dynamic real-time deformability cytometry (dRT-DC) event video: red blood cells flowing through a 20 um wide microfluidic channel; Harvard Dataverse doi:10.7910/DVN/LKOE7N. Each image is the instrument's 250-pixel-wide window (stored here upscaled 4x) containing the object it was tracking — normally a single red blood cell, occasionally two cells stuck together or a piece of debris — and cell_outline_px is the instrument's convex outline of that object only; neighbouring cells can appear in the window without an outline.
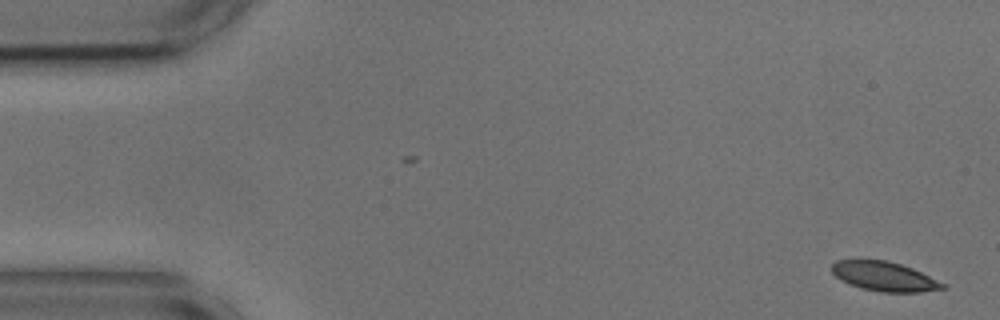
{"species": "common noctule bat (a hibernating species)", "species_latin": "Nyctalus noctula", "temperature_condition": "cold", "stored_images_in_passage": 53, "camera_frame_rate_fps": 3000, "um_per_image_px": 0.085, "animal": {"sex": "male", "body_mass_g": 17.9, "forearm_length_mm": 54.2}, "frame": {"image": 1, "passage_image": 1, "time_ms": 0.0, "image_size_px": [1000, 320], "cell_outline_px": [[948, 288], [920, 292], [880, 292], [848, 284], [840, 280], [832, 272], [832, 264], [836, 260], [860, 256], [888, 260], [912, 268], [944, 284]], "centroid_in_image_um": [75.07, 23.44], "position_along_channel_um": 9.9, "area_um2": 19.54}}
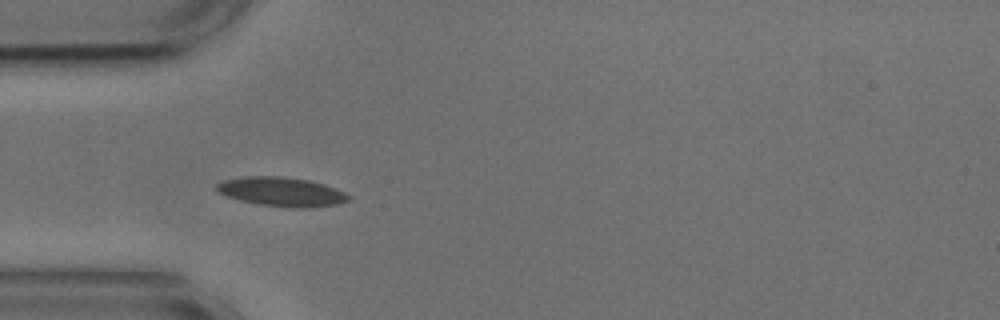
{"frame": {"image": 2, "passage_image": 15, "time_ms": 4.667, "image_size_px": [1000, 320], "cell_outline_px": [[352, 200], [336, 204], [300, 208], [288, 208], [260, 204], [240, 200], [216, 192], [216, 184], [224, 180], [244, 176], [284, 176], [308, 180], [324, 184], [344, 192], [352, 196]], "centroid_in_image_um": [23.94, 16.29], "position_along_channel_um": 61.1, "area_um2": 22.43}}
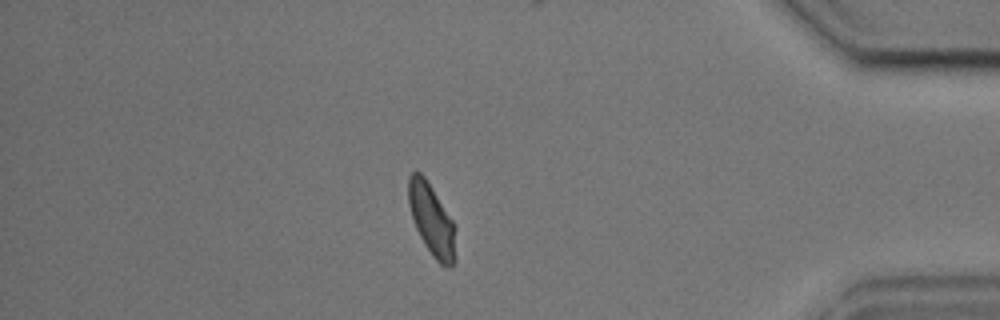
{"frame": {"image": 3, "passage_image": 46, "time_ms": 15.0, "image_size_px": [1000, 320], "cell_outline_px": [[456, 260], [452, 268], [448, 268], [440, 264], [432, 256], [424, 244], [416, 228], [408, 204], [408, 176], [412, 172], [420, 172], [424, 176], [432, 188], [452, 220], [456, 228]], "centroid_in_image_um": [36.72, 18.74], "position_along_channel_um": 398.5, "area_um2": 19.88}, "authors_computed_cell_mechanics": {"area_um2": 20.1722, "velocity_mm_per_s": 3.638, "shape_relaxation_time_tau1_ms": 2.4072, "shape_relaxation_time_tau2_ms": 1.7053, "deformation_change_tau1": 0.1189, "deformation_change_tau2": 0.0757}}